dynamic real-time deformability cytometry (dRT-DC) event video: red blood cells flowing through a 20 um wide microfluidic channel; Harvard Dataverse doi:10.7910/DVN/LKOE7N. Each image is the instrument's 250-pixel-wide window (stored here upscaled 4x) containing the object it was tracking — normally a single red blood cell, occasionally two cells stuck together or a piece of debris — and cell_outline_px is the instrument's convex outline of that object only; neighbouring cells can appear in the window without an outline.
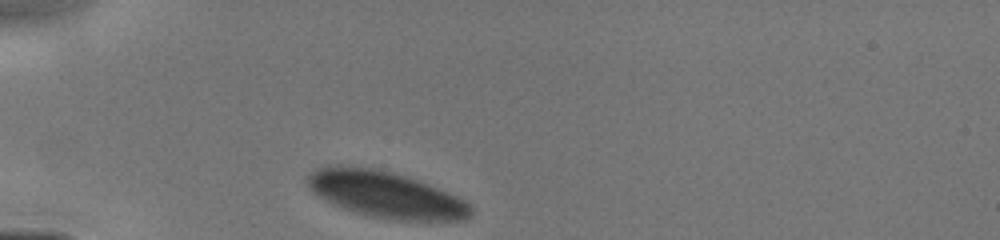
{"species": "human", "species_latin": "Homo sapiens", "temperature_condition": "cold", "stored_images_in_passage": 3, "camera_frame_rate_fps": 3000, "um_per_image_px": 0.085, "donor": {"sex": "male"}, "frame": {"image": 1, "passage_image": 1, "time_ms": 0.0, "image_size_px": [1000, 240], "cell_outline_px": [[472, 216], [464, 220], [388, 220], [352, 212], [340, 208], [324, 200], [312, 192], [308, 188], [304, 180], [312, 172], [320, 168], [372, 168], [404, 176], [428, 184], [448, 192], [472, 204]], "centroid_in_image_um": [32.81, 16.59], "position_along_channel_um": 52.2, "area_um2": 43.58}}